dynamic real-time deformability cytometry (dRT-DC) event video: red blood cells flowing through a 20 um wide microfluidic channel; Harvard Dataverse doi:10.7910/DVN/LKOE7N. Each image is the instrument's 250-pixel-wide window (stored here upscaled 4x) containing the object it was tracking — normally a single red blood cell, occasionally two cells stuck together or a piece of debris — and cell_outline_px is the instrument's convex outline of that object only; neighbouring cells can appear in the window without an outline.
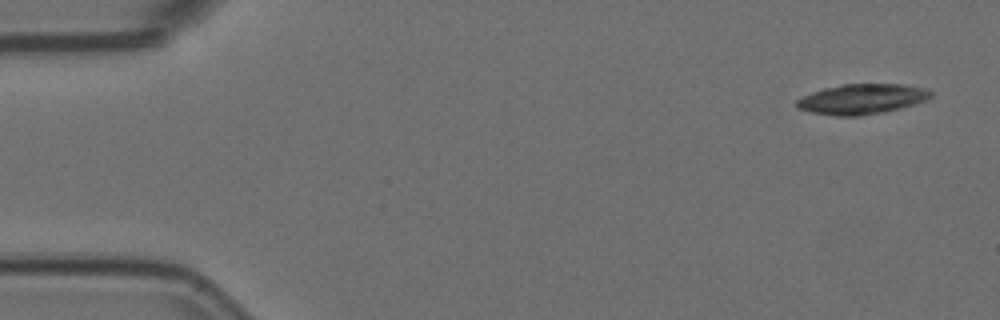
{"species": "Egyptian fruit bat (a non-hibernating species)", "species_latin": "Rousettus aegyptiacus", "temperature_condition": "room temperature", "stored_images_in_passage": 5, "camera_frame_rate_fps": 3000, "um_per_image_px": 0.085, "animal": {"sex": "female"}, "frame": {"image": 1, "passage_image": 1, "time_ms": 0.0, "image_size_px": [1000, 320], "cell_outline_px": [[932, 96], [928, 100], [900, 108], [884, 112], [860, 116], [836, 116], [812, 112], [796, 108], [796, 100], [812, 92], [824, 88], [844, 84], [904, 84], [928, 88], [932, 92]], "centroid_in_image_um": [73.3, 8.42], "position_along_channel_um": 11.7, "area_um2": 23.7}}
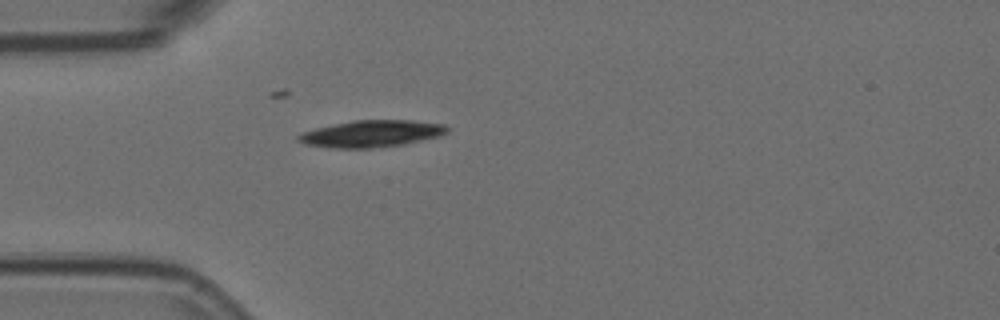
{"frame": {"image": 2, "passage_image": 5, "time_ms": 1.333, "image_size_px": [1000, 320], "cell_outline_px": [[448, 132], [440, 136], [404, 144], [372, 148], [332, 148], [304, 144], [296, 140], [296, 136], [300, 132], [332, 124], [352, 120], [412, 120], [444, 124], [448, 128]], "centroid_in_image_um": [31.54, 11.36], "position_along_channel_um": 53.5, "area_um2": 23.47}}